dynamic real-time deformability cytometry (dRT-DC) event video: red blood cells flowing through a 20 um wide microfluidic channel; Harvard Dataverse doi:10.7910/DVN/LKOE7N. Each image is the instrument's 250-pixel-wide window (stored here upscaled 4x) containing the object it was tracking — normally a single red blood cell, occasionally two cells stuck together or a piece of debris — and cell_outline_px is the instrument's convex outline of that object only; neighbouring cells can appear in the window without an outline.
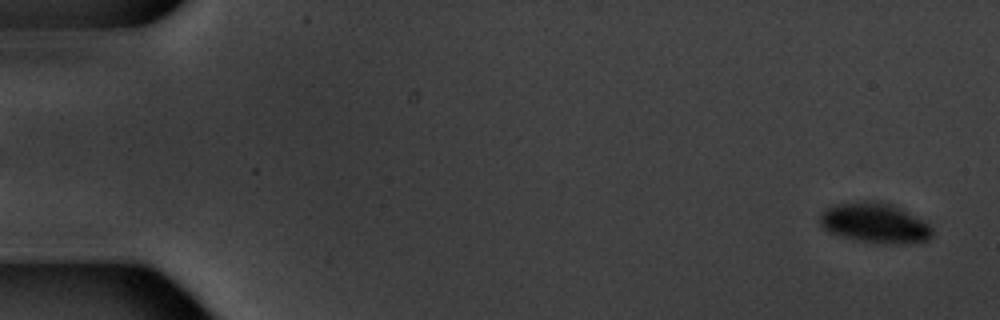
{"species": "common noctule bat (a hibernating species)", "species_latin": "Nyctalus noctula", "temperature_condition": "warm", "stored_images_in_passage": 6, "camera_frame_rate_fps": 3000, "um_per_image_px": 0.085, "animal": {"sex": "male", "body_mass_g": 20.1, "forearm_length_mm": 53.5}, "frame": {"image": 1, "passage_image": 6, "time_ms": 7.0, "image_size_px": [1000, 320], "cell_outline_px": [[932, 236], [928, 240], [904, 244], [896, 244], [856, 240], [832, 232], [824, 228], [820, 224], [820, 212], [832, 204], [864, 200], [880, 200], [892, 204], [900, 208], [928, 224], [932, 228]], "centroid_in_image_um": [74.34, 18.92], "position_along_channel_um": 10.7, "area_um2": 26.13}}